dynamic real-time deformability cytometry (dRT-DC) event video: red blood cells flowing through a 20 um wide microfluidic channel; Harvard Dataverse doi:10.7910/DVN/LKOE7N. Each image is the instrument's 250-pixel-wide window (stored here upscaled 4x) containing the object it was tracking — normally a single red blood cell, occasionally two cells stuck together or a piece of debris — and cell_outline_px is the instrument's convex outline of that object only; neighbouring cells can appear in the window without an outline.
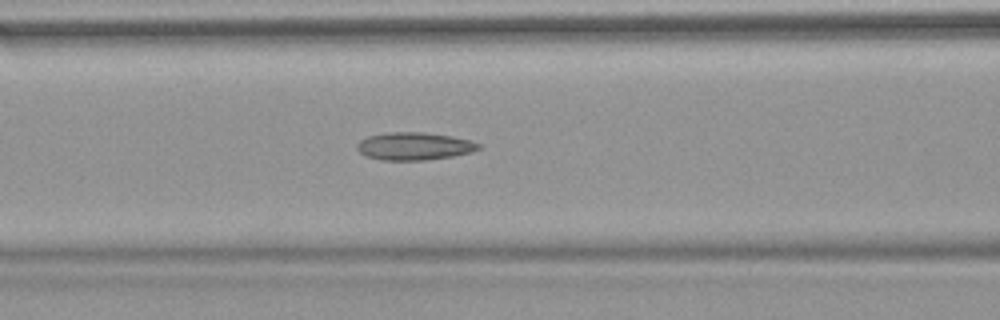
{"species": "common noctule bat (a hibernating species)", "species_latin": "Nyctalus noctula", "temperature_condition": "warm", "stored_images_in_passage": 47, "camera_frame_rate_fps": 3000, "um_per_image_px": 0.085, "animal": {"sex": "female", "body_mass_g": 18.4}, "frame": {"image": 1, "passage_image": 21, "time_ms": 6.667, "image_size_px": [1000, 320], "cell_outline_px": [[480, 148], [472, 152], [452, 156], [424, 160], [380, 160], [368, 156], [360, 152], [356, 148], [356, 144], [360, 140], [368, 136], [388, 132], [424, 132], [452, 136], [468, 140], [480, 144]], "centroid_in_image_um": [35.19, 12.42], "position_along_channel_um": 131.4, "area_um2": 19.54}}
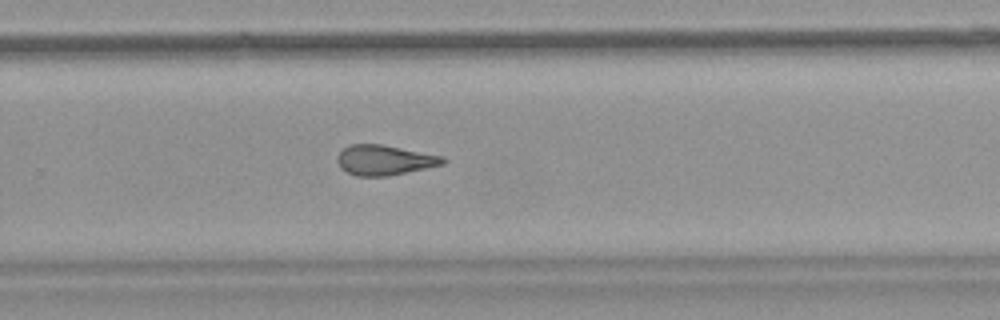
{"frame": {"image": 2, "passage_image": 34, "time_ms": 11.0, "image_size_px": [1000, 320], "cell_outline_px": [[448, 160], [444, 164], [388, 176], [356, 176], [340, 168], [336, 160], [336, 156], [348, 144], [380, 144], [444, 156]], "centroid_in_image_um": [32.67, 13.6], "position_along_channel_um": 297.1, "area_um2": 18.55}}